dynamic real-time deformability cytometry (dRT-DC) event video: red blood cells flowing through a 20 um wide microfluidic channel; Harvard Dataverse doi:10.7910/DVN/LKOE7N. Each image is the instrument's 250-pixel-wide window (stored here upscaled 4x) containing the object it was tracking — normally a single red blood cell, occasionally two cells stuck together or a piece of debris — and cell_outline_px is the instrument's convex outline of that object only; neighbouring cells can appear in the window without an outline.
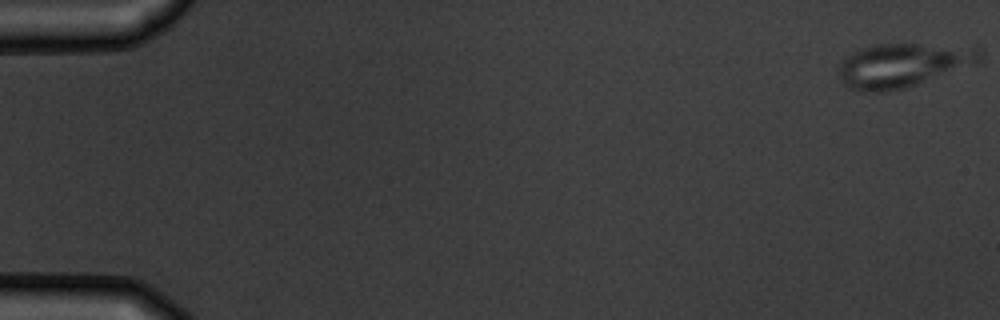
{"species": "common noctule bat (a hibernating species)", "species_latin": "Nyctalus noctula", "temperature_condition": "warm", "stored_images_in_passage": 2, "camera_frame_rate_fps": 3000, "um_per_image_px": 0.085, "animal": {"sex": "male", "body_mass_g": 19.5, "forearm_length_mm": 54.6}, "frame": {"image": 1, "passage_image": 1, "time_ms": 0.0, "image_size_px": [1000, 320], "cell_outline_px": [[984, 60], [916, 84], [904, 88], [884, 92], [864, 92], [852, 88], [844, 84], [840, 80], [840, 64], [844, 56], [852, 52], [876, 44], [920, 44], [980, 48], [984, 52]], "centroid_in_image_um": [76.73, 5.53], "position_along_channel_um": 8.3, "area_um2": 35.72}}